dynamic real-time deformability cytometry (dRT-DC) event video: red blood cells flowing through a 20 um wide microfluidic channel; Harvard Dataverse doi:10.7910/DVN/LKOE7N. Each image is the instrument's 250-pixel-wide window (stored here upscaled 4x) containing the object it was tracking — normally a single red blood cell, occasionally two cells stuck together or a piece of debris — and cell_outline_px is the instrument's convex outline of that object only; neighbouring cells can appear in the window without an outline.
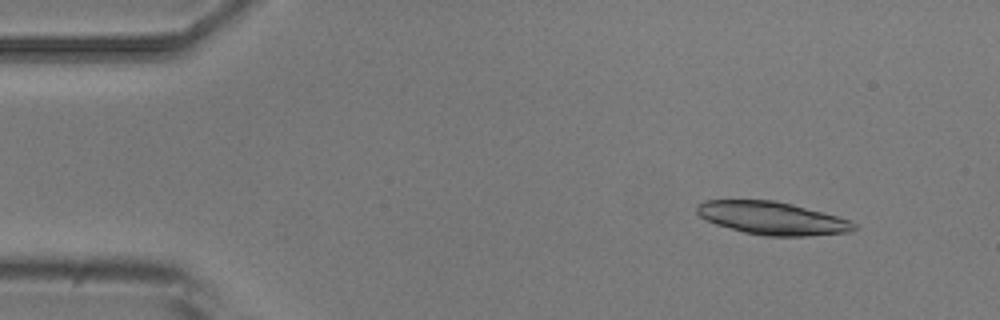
{"species": "common noctule bat (a hibernating species)", "species_latin": "Nyctalus noctula", "temperature_condition": "room temperature", "stored_images_in_passage": 5, "camera_frame_rate_fps": 3000, "um_per_image_px": 0.085, "animal": {"sex": "male", "body_mass_g": 20.5, "forearm_length_mm": 52.5}, "frame": {"image": 1, "passage_image": 2, "time_ms": 1.0, "image_size_px": [1000, 320], "cell_outline_px": [[860, 228], [852, 232], [808, 236], [764, 236], [744, 232], [716, 224], [700, 216], [696, 212], [696, 204], [704, 200], [772, 200], [792, 204], [852, 220]], "centroid_in_image_um": [65.68, 18.55], "position_along_channel_um": 19.3, "area_um2": 30.29}}